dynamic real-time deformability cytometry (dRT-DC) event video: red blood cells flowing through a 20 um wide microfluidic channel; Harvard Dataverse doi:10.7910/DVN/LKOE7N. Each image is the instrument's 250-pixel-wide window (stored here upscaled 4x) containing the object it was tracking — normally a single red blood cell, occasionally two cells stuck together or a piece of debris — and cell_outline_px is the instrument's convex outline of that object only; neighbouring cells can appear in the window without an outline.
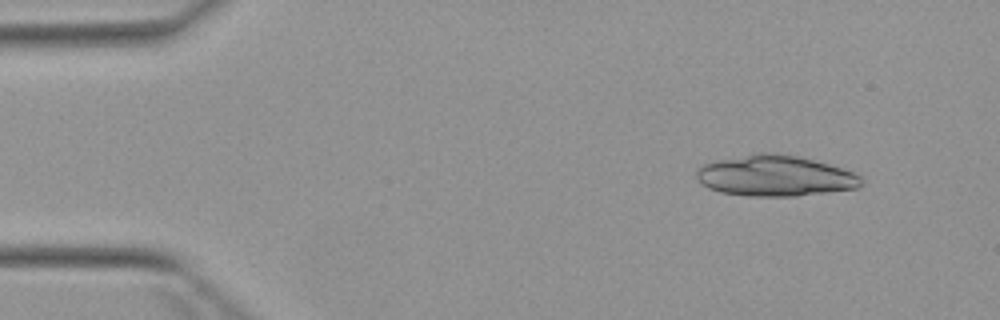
{"species": "Egyptian fruit bat (a non-hibernating species)", "species_latin": "Rousettus aegyptiacus", "temperature_condition": "warm", "stored_images_in_passage": 3, "camera_frame_rate_fps": 3000, "um_per_image_px": 0.085, "animal": {"sex": "female"}, "frame": {"image": 1, "passage_image": 1, "time_ms": 0.0, "image_size_px": [1000, 320], "cell_outline_px": [[864, 184], [860, 188], [796, 196], [748, 196], [720, 192], [708, 188], [696, 180], [696, 172], [704, 164], [716, 160], [756, 152], [776, 152], [796, 156], [828, 164], [864, 176]], "centroid_in_image_um": [65.9, 14.95], "position_along_channel_um": 19.1, "area_um2": 39.54}}